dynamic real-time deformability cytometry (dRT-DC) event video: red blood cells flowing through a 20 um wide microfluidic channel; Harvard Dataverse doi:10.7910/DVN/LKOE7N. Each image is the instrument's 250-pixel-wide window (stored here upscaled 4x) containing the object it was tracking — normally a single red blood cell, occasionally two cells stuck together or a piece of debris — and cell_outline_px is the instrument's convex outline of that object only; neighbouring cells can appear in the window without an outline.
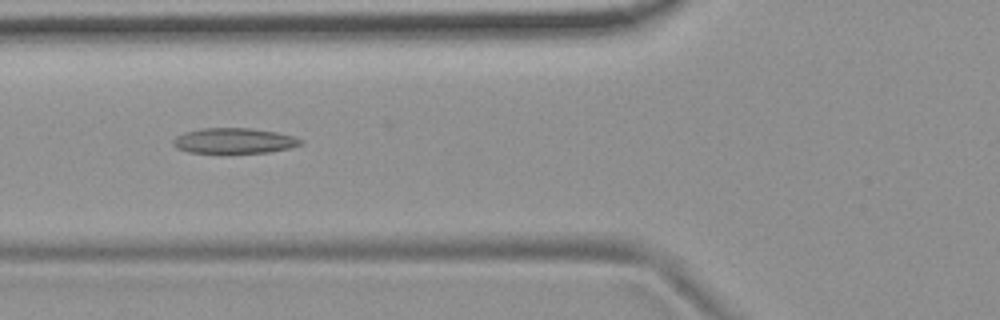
{"species": "common noctule bat (a hibernating species)", "species_latin": "Nyctalus noctula", "temperature_condition": "room temperature", "stored_images_in_passage": 53, "camera_frame_rate_fps": 3000, "um_per_image_px": 0.085, "animal": {"sex": "female", "body_mass_g": 19.9}, "frame": {"image": 1, "passage_image": 20, "time_ms": 6.333, "image_size_px": [1000, 320], "cell_outline_px": [[304, 144], [292, 148], [268, 152], [228, 156], [224, 156], [188, 152], [176, 148], [172, 144], [172, 140], [176, 136], [184, 132], [200, 128], [252, 128], [276, 132], [292, 136], [304, 140]], "centroid_in_image_um": [19.87, 12.02], "position_along_channel_um": 105.9, "area_um2": 20.11}}
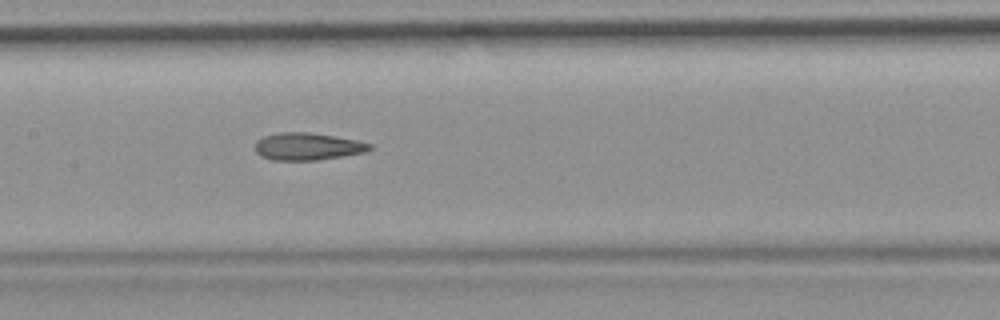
{"frame": {"image": 2, "passage_image": 26, "time_ms": 8.333, "image_size_px": [1000, 320], "cell_outline_px": [[372, 148], [364, 152], [344, 156], [316, 160], [272, 160], [260, 156], [256, 152], [256, 140], [264, 136], [280, 132], [308, 132], [356, 140], [372, 144]], "centroid_in_image_um": [26.12, 12.45], "position_along_channel_um": 181.3, "area_um2": 18.15}}
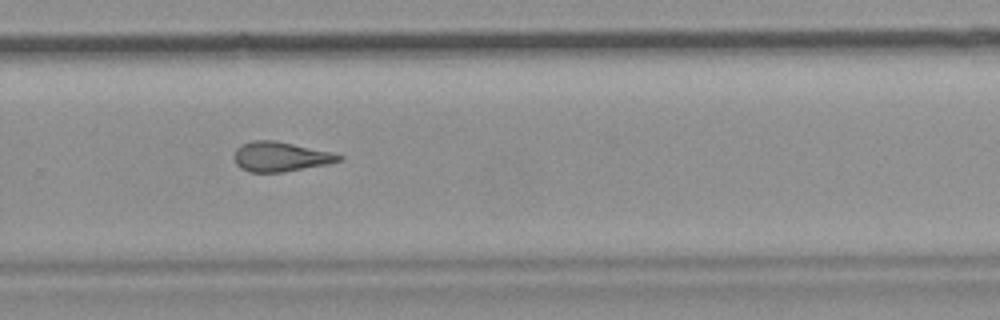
{"frame": {"image": 3, "passage_image": 36, "time_ms": 11.667, "image_size_px": [1000, 320], "cell_outline_px": [[344, 156], [340, 160], [328, 164], [284, 172], [248, 172], [240, 168], [236, 164], [236, 148], [240, 144], [252, 140], [272, 140], [332, 152]], "centroid_in_image_um": [23.83, 13.32], "position_along_channel_um": 306.0, "area_um2": 17.98}, "authors_computed_cell_mechanics": {"area_um2": 18.9584, "velocity_mm_per_s": 3.754, "shape_relaxation_time_tau1_ms": null, "shape_relaxation_time_tau2_ms": 4.1022, "deformation_change_tau1": null, "deformation_change_tau2": 0.1586}}